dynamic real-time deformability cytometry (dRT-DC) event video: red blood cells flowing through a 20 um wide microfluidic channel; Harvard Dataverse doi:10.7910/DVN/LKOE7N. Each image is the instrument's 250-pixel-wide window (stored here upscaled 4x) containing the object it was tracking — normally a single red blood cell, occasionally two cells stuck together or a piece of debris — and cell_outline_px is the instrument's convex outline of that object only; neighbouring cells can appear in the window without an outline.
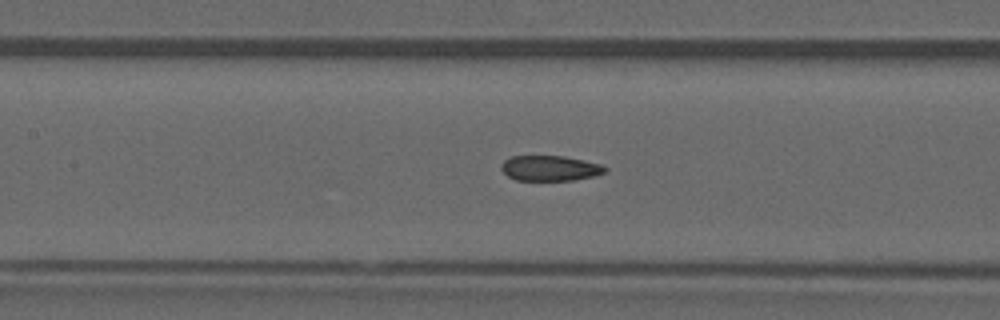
{"species": "common noctule bat (a hibernating species)", "species_latin": "Nyctalus noctula", "temperature_condition": "warm", "stored_images_in_passage": 45, "camera_frame_rate_fps": 3000, "um_per_image_px": 0.085, "animal": {"sex": "male", "forearm_length_mm": 52.5}, "frame": {"image": 1, "passage_image": 20, "time_ms": 6.333, "image_size_px": [1000, 320], "cell_outline_px": [[608, 168], [604, 172], [592, 176], [572, 180], [516, 180], [508, 176], [500, 168], [500, 164], [504, 160], [512, 156], [564, 156], [584, 160], [600, 164]], "centroid_in_image_um": [46.71, 14.29], "position_along_channel_um": 160.7, "area_um2": 15.2}}